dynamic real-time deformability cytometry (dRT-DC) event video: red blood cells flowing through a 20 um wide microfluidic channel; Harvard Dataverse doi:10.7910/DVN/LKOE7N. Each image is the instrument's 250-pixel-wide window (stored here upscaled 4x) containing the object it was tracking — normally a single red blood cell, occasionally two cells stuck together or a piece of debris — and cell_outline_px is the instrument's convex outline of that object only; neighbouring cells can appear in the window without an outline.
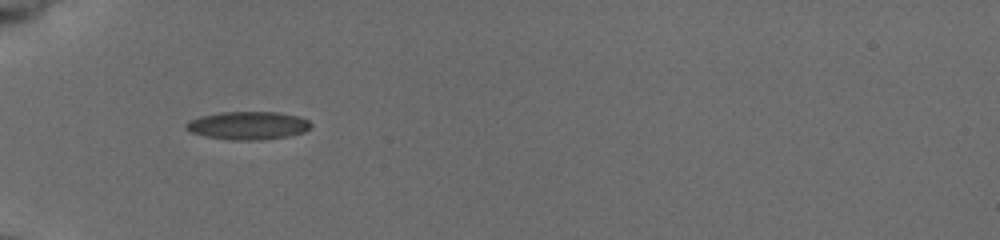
{"species": "common noctule bat (a hibernating species)", "species_latin": "Nyctalus noctula", "temperature_condition": "cold", "stored_images_in_passage": 24, "camera_frame_rate_fps": 3000, "um_per_image_px": 0.085, "animal": {"sex": "female", "body_mass_g": 19.5, "forearm_length_mm": 54.1}, "frame": {"image": 1, "passage_image": 1, "time_ms": 0.0, "image_size_px": [1000, 240], "cell_outline_px": [[312, 124], [304, 132], [288, 136], [260, 140], [232, 140], [208, 136], [192, 132], [184, 128], [184, 124], [188, 120], [200, 116], [220, 112], [280, 112], [296, 116], [308, 120]], "centroid_in_image_um": [21.05, 10.66], "position_along_channel_um": 63.9, "area_um2": 20.35}}
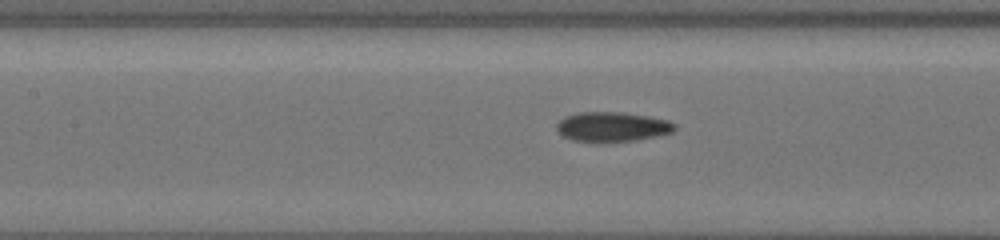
{"frame": {"image": 2, "passage_image": 19, "time_ms": 2.667, "image_size_px": [1000, 240], "cell_outline_px": [[676, 128], [672, 132], [660, 136], [636, 140], [608, 144], [572, 140], [564, 136], [556, 128], [556, 124], [564, 116], [576, 112], [624, 112], [648, 116], [668, 120], [676, 124]], "centroid_in_image_um": [52.05, 10.8], "position_along_channel_um": 155.4, "area_um2": 21.04}}
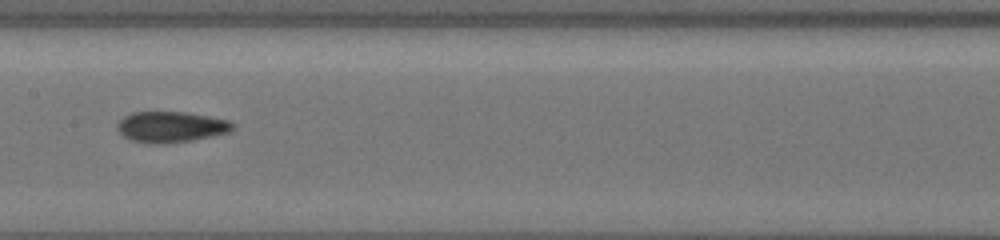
{"frame": {"image": 3, "passage_image": 23, "time_ms": 3.667, "image_size_px": [1000, 240], "cell_outline_px": [[236, 128], [228, 132], [212, 136], [192, 140], [164, 144], [148, 144], [132, 140], [124, 136], [116, 128], [116, 124], [124, 116], [132, 112], [184, 112], [208, 116], [228, 120], [236, 124]], "centroid_in_image_um": [14.53, 10.79], "position_along_channel_um": 192.9, "area_um2": 20.87}}